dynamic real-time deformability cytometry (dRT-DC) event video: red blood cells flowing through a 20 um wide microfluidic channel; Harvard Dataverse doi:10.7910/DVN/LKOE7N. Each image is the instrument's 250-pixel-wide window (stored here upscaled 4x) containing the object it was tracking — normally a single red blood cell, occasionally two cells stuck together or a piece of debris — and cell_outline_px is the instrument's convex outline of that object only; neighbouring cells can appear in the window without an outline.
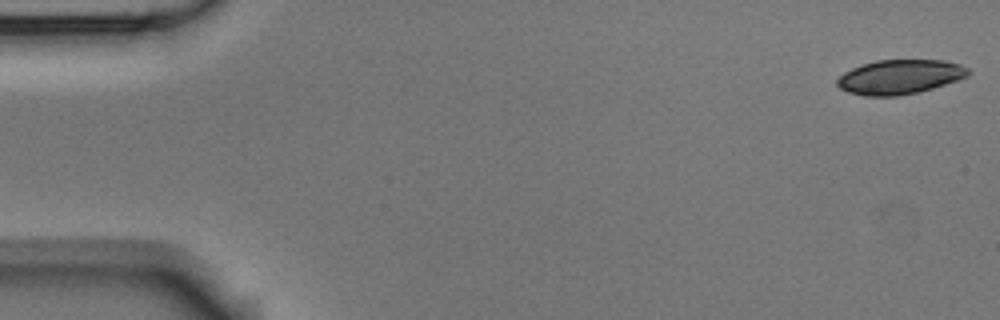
{"species": "Egyptian fruit bat (a non-hibernating species)", "species_latin": "Rousettus aegyptiacus", "temperature_condition": "room temperature", "stored_images_in_passage": 6, "camera_frame_rate_fps": 3000, "um_per_image_px": 0.085, "animal": {"sex": "male"}, "frame": {"image": 1, "passage_image": 1, "time_ms": 0.0, "image_size_px": [1000, 320], "cell_outline_px": [[972, 72], [968, 76], [932, 88], [916, 92], [896, 96], [864, 96], [848, 92], [840, 88], [836, 84], [836, 80], [844, 72], [852, 68], [876, 60], [944, 60], [960, 64], [968, 68]], "centroid_in_image_um": [76.48, 6.53], "position_along_channel_um": 8.5, "area_um2": 26.18}}
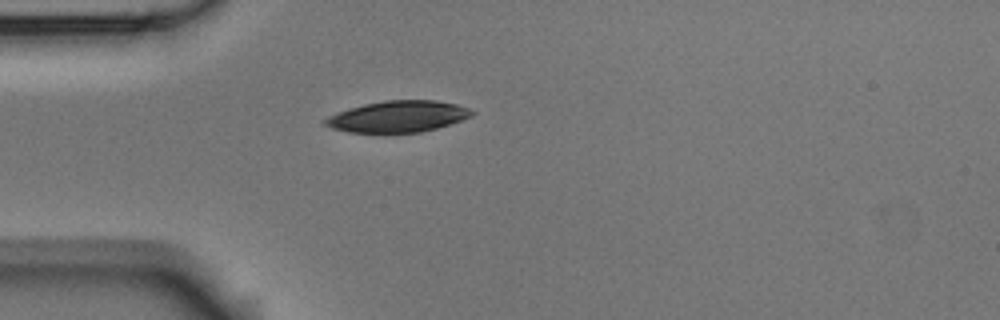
{"frame": {"image": 2, "passage_image": 5, "time_ms": 4.667, "image_size_px": [1000, 320], "cell_outline_px": [[476, 112], [472, 116], [436, 128], [420, 132], [348, 132], [332, 128], [324, 124], [324, 120], [328, 116], [364, 104], [384, 100], [436, 100], [456, 104], [468, 108]], "centroid_in_image_um": [33.85, 9.89], "position_along_channel_um": 51.2, "area_um2": 26.41}}